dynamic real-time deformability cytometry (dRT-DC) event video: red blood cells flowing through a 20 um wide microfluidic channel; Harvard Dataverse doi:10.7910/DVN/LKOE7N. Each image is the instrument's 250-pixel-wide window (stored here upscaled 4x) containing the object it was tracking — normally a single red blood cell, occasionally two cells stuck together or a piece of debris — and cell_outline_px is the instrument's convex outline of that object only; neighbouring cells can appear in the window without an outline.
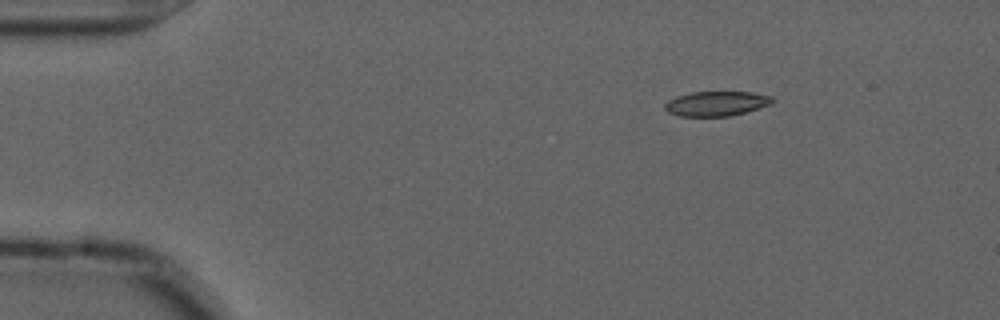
{"species": "common noctule bat (a hibernating species)", "species_latin": "Nyctalus noctula", "temperature_condition": "cold", "stored_images_in_passage": 46, "camera_frame_rate_fps": 3000, "um_per_image_px": 0.085, "animal": {"sex": "male", "forearm_length_mm": 52.5}, "frame": {"image": 1, "passage_image": 1, "time_ms": 0.0, "image_size_px": [1000, 320], "cell_outline_px": [[776, 100], [772, 104], [744, 112], [728, 116], [680, 116], [668, 112], [664, 108], [664, 104], [668, 100], [676, 96], [692, 92], [752, 92], [772, 96]], "centroid_in_image_um": [60.9, 8.8], "position_along_channel_um": 24.1, "area_um2": 15.49}}
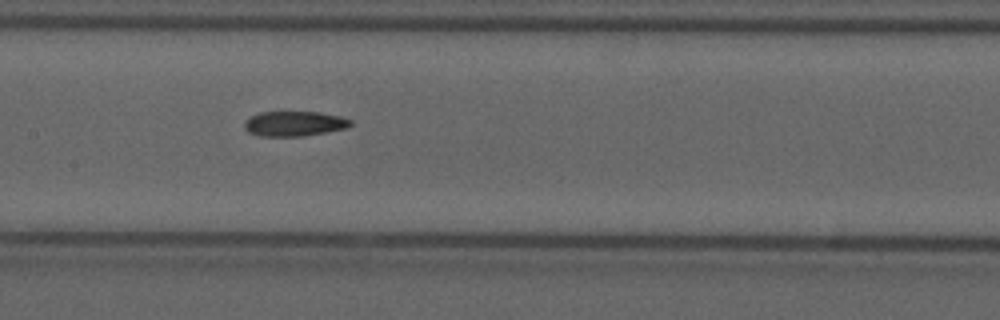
{"frame": {"image": 2, "passage_image": 20, "time_ms": 6.333, "image_size_px": [1000, 320], "cell_outline_px": [[352, 124], [348, 128], [304, 136], [260, 136], [248, 132], [244, 128], [244, 120], [260, 112], [320, 112], [340, 116], [352, 120]], "centroid_in_image_um": [25.02, 10.51], "position_along_channel_um": 182.4, "area_um2": 15.55}}
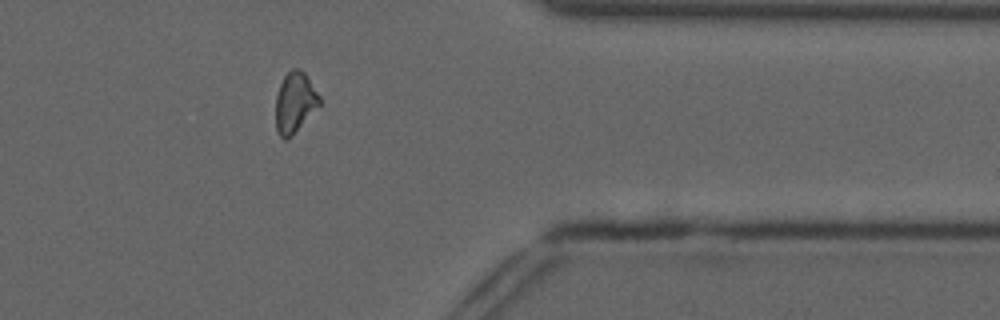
{"frame": {"image": 3, "passage_image": 38, "time_ms": 12.333, "image_size_px": [1000, 320], "cell_outline_px": [[320, 104], [292, 136], [284, 140], [276, 132], [276, 96], [280, 84], [284, 76], [292, 68], [300, 68], [304, 72], [320, 96]], "centroid_in_image_um": [25.05, 8.71], "position_along_channel_um": 386.4, "area_um2": 15.37}}